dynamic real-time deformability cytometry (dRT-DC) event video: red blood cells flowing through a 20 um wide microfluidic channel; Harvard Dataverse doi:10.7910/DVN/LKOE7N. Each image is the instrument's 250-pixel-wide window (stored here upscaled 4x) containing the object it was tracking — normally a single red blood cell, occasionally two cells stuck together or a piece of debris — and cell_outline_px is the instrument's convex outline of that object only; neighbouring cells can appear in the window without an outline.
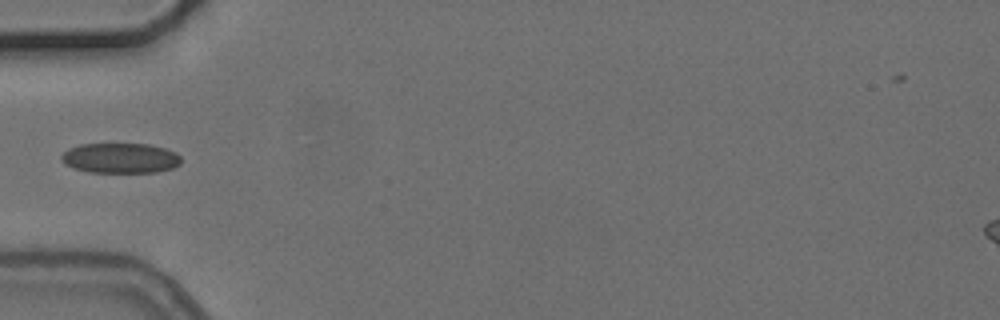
{"species": "common noctule bat (a hibernating species)", "species_latin": "Nyctalus noctula", "temperature_condition": "cold", "stored_images_in_passage": 5, "camera_frame_rate_fps": 3000, "um_per_image_px": 0.085, "animal": {"sex": "female", "body_mass_g": 24.6, "forearm_length_mm": 56.2}, "frame": {"image": 1, "passage_image": 5, "time_ms": 4.667, "image_size_px": [1000, 320], "cell_outline_px": [[180, 164], [172, 168], [156, 172], [88, 172], [72, 168], [64, 164], [60, 160], [60, 156], [68, 148], [80, 144], [148, 144], [164, 148], [176, 152], [180, 156]], "centroid_in_image_um": [10.19, 13.44], "position_along_channel_um": 74.8, "area_um2": 21.15}}